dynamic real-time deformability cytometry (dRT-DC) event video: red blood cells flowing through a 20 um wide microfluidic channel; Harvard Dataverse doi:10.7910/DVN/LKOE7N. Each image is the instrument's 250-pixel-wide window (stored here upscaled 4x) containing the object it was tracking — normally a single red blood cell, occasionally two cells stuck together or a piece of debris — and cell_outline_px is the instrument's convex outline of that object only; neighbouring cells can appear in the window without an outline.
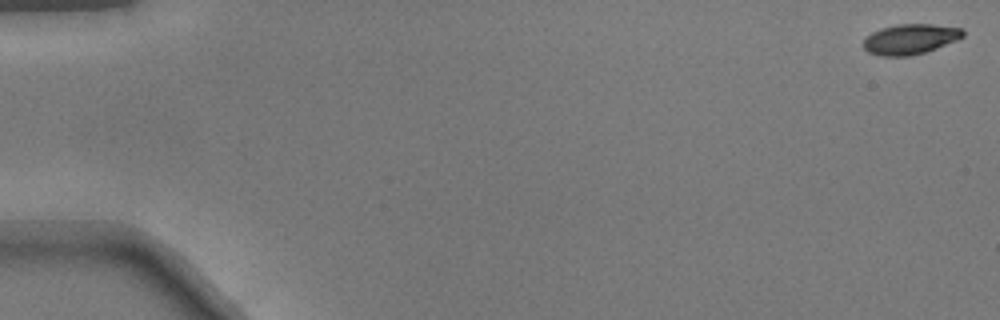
{"species": "common noctule bat (a hibernating species)", "species_latin": "Nyctalus noctula", "temperature_condition": "warm", "stored_images_in_passage": 14, "camera_frame_rate_fps": 3000, "um_per_image_px": 0.085, "animal": {"sex": "male", "body_mass_g": 17.9}, "frame": {"image": 1, "passage_image": 1, "time_ms": 0.0, "image_size_px": [1000, 320], "cell_outline_px": [[964, 36], [956, 40], [936, 48], [924, 52], [908, 56], [880, 56], [868, 52], [864, 48], [864, 40], [872, 32], [880, 28], [900, 24], [932, 24], [960, 28], [964, 32]], "centroid_in_image_um": [77.35, 3.32], "position_along_channel_um": 7.6, "area_um2": 17.34}}
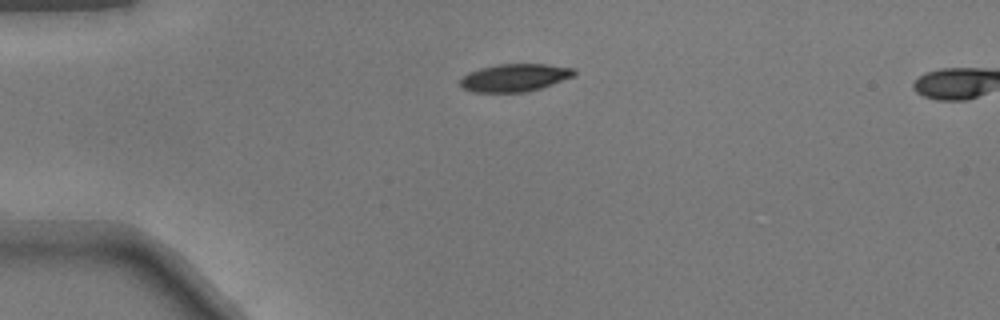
{"frame": {"image": 2, "passage_image": 13, "time_ms": 4.0, "image_size_px": [1000, 320], "cell_outline_px": [[576, 72], [572, 76], [552, 84], [540, 88], [524, 92], [472, 92], [460, 88], [460, 80], [468, 72], [480, 68], [496, 64], [548, 64], [576, 68]], "centroid_in_image_um": [43.72, 6.59], "position_along_channel_um": 41.3, "area_um2": 18.44}}